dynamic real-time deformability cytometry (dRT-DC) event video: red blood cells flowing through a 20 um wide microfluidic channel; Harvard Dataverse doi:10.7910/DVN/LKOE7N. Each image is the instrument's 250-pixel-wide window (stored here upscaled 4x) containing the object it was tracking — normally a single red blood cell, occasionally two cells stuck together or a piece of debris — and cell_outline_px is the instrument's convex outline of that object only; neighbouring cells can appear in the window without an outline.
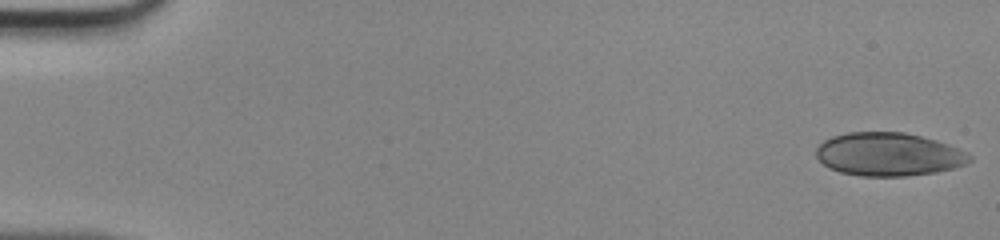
{"species": "human", "species_latin": "Homo sapiens", "temperature_condition": "room temperature", "stored_images_in_passage": 47, "camera_frame_rate_fps": 3000, "um_per_image_px": 0.085, "donor": {"sex": "male"}, "frame": {"image": 1, "passage_image": 1, "time_ms": 0.0, "image_size_px": [1000, 240], "cell_outline_px": [[972, 160], [964, 164], [952, 168], [936, 172], [908, 176], [860, 176], [840, 172], [828, 168], [816, 156], [816, 148], [824, 140], [832, 136], [848, 132], [904, 132], [936, 140], [968, 152], [972, 156]], "centroid_in_image_um": [75.52, 13.12], "position_along_channel_um": 9.5, "area_um2": 38.73}}
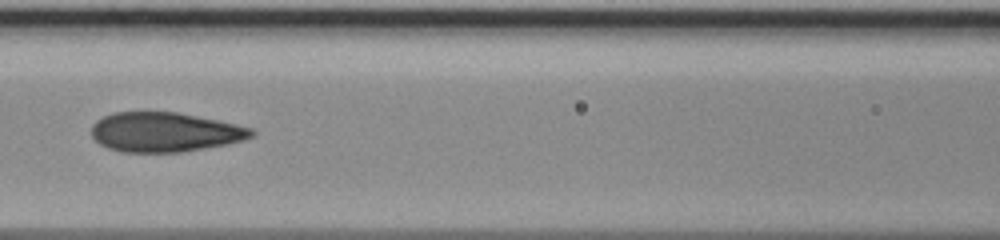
{"frame": {"image": 2, "passage_image": 22, "time_ms": 7.0, "image_size_px": [1000, 240], "cell_outline_px": [[256, 136], [244, 140], [228, 144], [180, 152], [120, 152], [108, 148], [100, 144], [92, 136], [92, 124], [96, 120], [112, 112], [176, 112], [236, 124], [252, 128], [256, 132]], "centroid_in_image_um": [14.02, 11.23], "position_along_channel_um": 152.6, "area_um2": 36.93}}
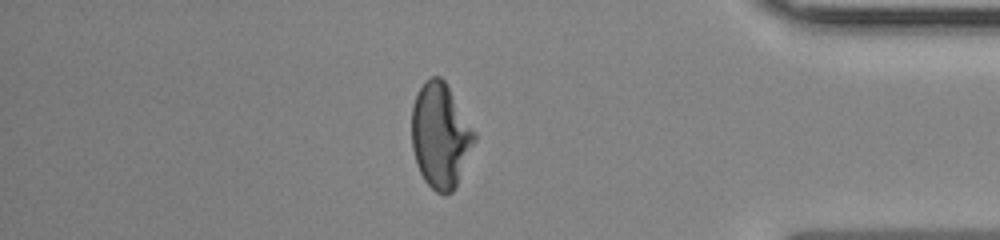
{"frame": {"image": 3, "passage_image": 41, "time_ms": 13.333, "image_size_px": [1000, 240], "cell_outline_px": [[476, 140], [456, 184], [452, 192], [444, 196], [436, 192], [424, 180], [416, 164], [412, 148], [412, 108], [416, 96], [420, 88], [432, 76], [440, 76], [444, 80], [476, 132]], "centroid_in_image_um": [37.43, 11.54], "position_along_channel_um": 397.8, "area_um2": 37.97}}